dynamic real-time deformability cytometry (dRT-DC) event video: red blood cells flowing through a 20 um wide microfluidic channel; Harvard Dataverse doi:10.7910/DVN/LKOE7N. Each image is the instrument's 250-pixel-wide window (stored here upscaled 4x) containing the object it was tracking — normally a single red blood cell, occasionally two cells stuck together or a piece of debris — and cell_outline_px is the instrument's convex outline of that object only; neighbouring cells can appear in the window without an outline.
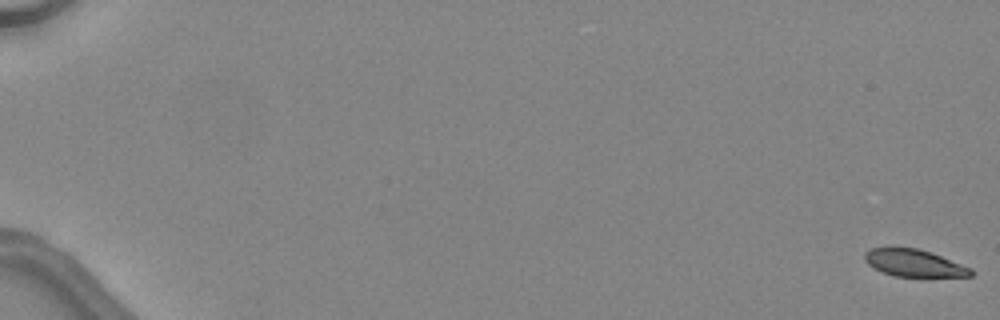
{"species": "common noctule bat (a hibernating species)", "species_latin": "Nyctalus noctula", "temperature_condition": "warm", "stored_images_in_passage": 49, "camera_frame_rate_fps": 3000, "um_per_image_px": 0.085, "animal": {"sex": "female", "body_mass_g": 24.6, "forearm_length_mm": 56.2}, "frame": {"image": 1, "passage_image": 1, "time_ms": 0.0, "image_size_px": [1000, 320], "cell_outline_px": [[972, 276], [896, 276], [884, 272], [868, 264], [864, 260], [864, 252], [872, 248], [888, 244], [892, 244], [916, 248], [932, 252], [972, 268]], "centroid_in_image_um": [77.63, 22.29], "position_along_channel_um": 7.4, "area_um2": 17.22}}
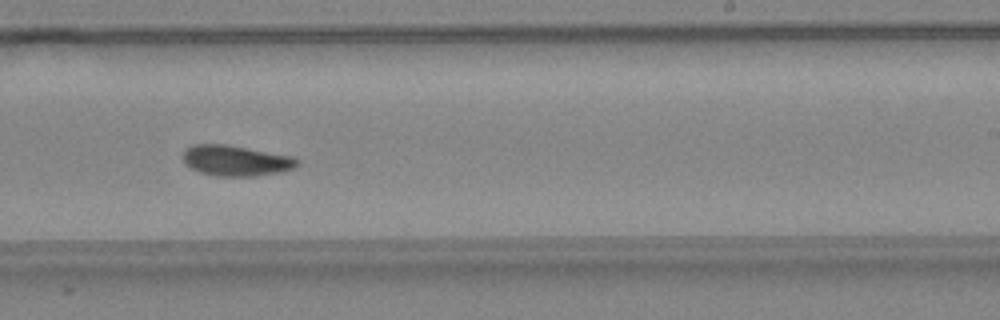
{"frame": {"image": 2, "passage_image": 33, "time_ms": 10.667, "image_size_px": [1000, 320], "cell_outline_px": [[300, 164], [296, 168], [280, 172], [256, 176], [216, 176], [200, 172], [184, 164], [184, 148], [192, 144], [228, 144], [292, 156], [300, 160]], "centroid_in_image_um": [20.07, 13.64], "position_along_channel_um": 268.9, "area_um2": 20.63}}
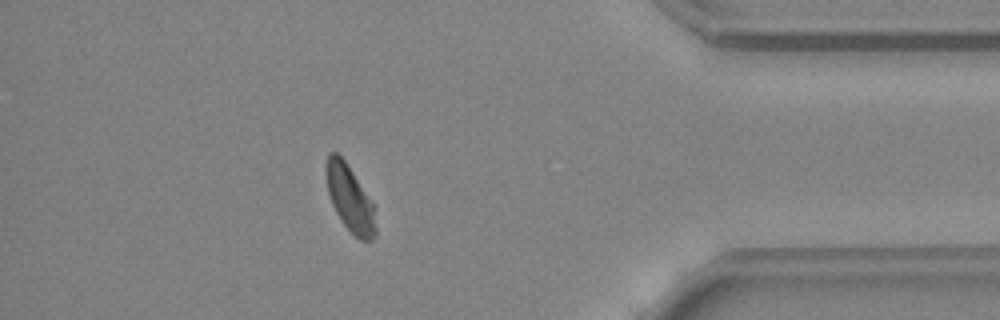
{"frame": {"image": 3, "passage_image": 44, "time_ms": 14.333, "image_size_px": [1000, 320], "cell_outline_px": [[376, 236], [372, 240], [360, 240], [344, 224], [336, 212], [332, 204], [328, 192], [324, 172], [324, 164], [328, 152], [336, 152], [344, 160], [372, 200], [376, 228]], "centroid_in_image_um": [29.71, 16.83], "position_along_channel_um": 405.5, "area_um2": 19.13}, "authors_computed_cell_mechanics": {"area_um2": 19.3052, "velocity_mm_per_s": 4.5339, "shape_relaxation_time_tau1_ms": 5.3651, "shape_relaxation_time_tau2_ms": 2.9635, "deformation_change_tau1": 0.132, "deformation_change_tau2": 0.0893}}